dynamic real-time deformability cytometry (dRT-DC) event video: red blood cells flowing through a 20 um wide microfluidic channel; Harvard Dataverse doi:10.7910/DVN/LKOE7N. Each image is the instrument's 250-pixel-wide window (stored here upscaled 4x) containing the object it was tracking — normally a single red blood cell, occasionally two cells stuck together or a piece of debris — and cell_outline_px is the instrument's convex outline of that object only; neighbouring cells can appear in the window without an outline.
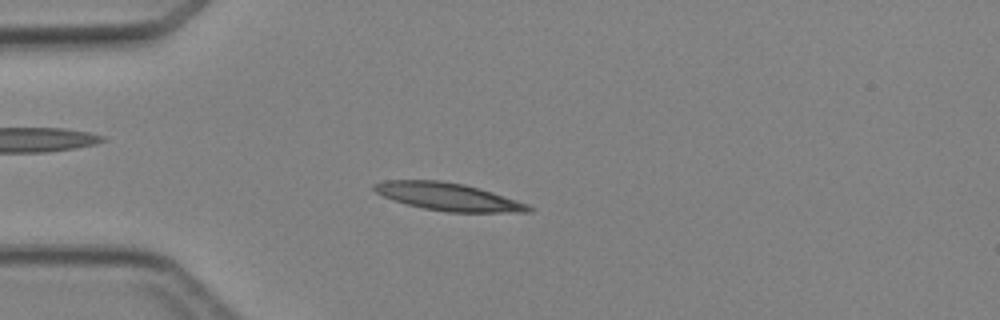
{"species": "Egyptian fruit bat (a non-hibernating species)", "species_latin": "Rousettus aegyptiacus", "temperature_condition": "cold", "stored_images_in_passage": 3, "camera_frame_rate_fps": 3000, "um_per_image_px": 0.085, "animal": {"sex": "female"}, "frame": {"image": 1, "passage_image": 2, "time_ms": 1.333, "image_size_px": [1000, 320], "cell_outline_px": [[536, 208], [532, 212], [448, 212], [424, 208], [392, 200], [376, 192], [372, 188], [372, 184], [384, 180], [440, 180], [464, 184], [492, 192], [528, 204]], "centroid_in_image_um": [38.1, 16.72], "position_along_channel_um": 46.9, "area_um2": 24.85}}